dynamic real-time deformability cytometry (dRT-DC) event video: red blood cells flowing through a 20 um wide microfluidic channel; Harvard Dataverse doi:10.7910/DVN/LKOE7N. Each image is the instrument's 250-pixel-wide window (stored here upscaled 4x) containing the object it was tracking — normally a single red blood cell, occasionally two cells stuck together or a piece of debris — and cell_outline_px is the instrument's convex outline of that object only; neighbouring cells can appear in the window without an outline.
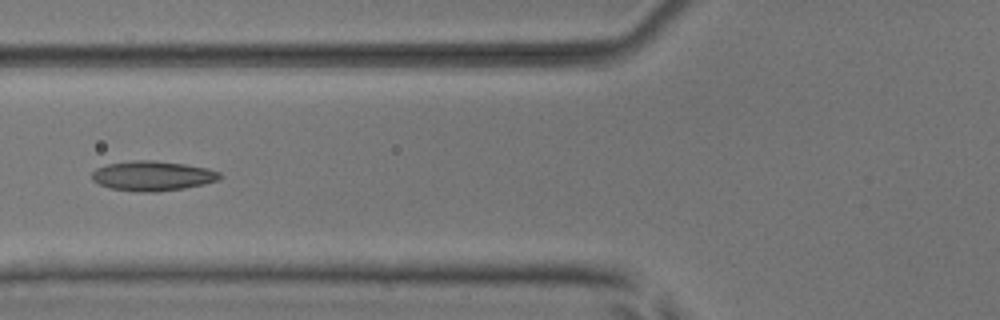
{"species": "common noctule bat (a hibernating species)", "species_latin": "Nyctalus noctula", "temperature_condition": "room temperature", "stored_images_in_passage": 5, "camera_frame_rate_fps": 3000, "um_per_image_px": 0.085, "animal": {"sex": "male", "body_mass_g": 17.9, "forearm_length_mm": 54.2}, "frame": {"image": 1, "passage_image": 5, "time_ms": 1.333, "image_size_px": [1000, 320], "cell_outline_px": [[224, 176], [220, 180], [204, 184], [184, 188], [156, 192], [140, 192], [108, 188], [92, 180], [92, 172], [96, 168], [108, 164], [132, 160], [156, 160], [184, 164], [208, 168], [220, 172]], "centroid_in_image_um": [13.0, 14.95], "position_along_channel_um": 112.8, "area_um2": 22.43}}